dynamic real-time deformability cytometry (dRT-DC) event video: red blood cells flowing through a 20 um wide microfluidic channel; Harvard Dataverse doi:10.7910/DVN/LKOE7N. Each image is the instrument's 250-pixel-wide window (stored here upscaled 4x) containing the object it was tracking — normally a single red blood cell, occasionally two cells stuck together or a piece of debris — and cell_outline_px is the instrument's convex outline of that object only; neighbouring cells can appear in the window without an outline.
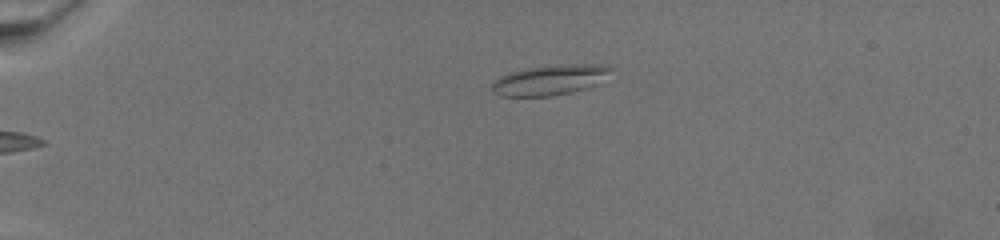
{"species": "common noctule bat (a hibernating species)", "species_latin": "Nyctalus noctula", "temperature_condition": "warm", "stored_images_in_passage": 55, "camera_frame_rate_fps": 3000, "um_per_image_px": 0.085, "animal": {"sex": "female", "body_mass_g": 19.5, "forearm_length_mm": 54.1}, "frame": {"image": 1, "passage_image": 1, "time_ms": 0.0, "image_size_px": [1000, 240], "cell_outline_px": [[612, 68], [596, 84], [572, 92], [552, 96], [500, 96], [492, 92], [492, 80], [508, 72], [528, 68], [568, 64], [604, 64]], "centroid_in_image_um": [46.66, 6.8], "position_along_channel_um": 38.3, "area_um2": 20.69}}
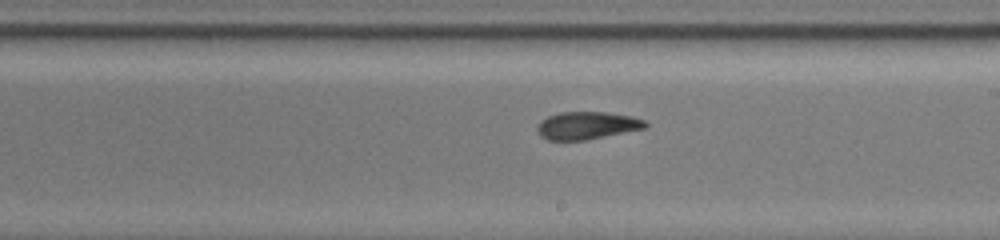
{"frame": {"image": 2, "passage_image": 28, "time_ms": 9.0, "image_size_px": [1000, 240], "cell_outline_px": [[648, 124], [644, 128], [584, 140], [548, 140], [540, 136], [536, 128], [540, 120], [548, 116], [560, 112], [604, 112], [632, 116], [648, 120]], "centroid_in_image_um": [49.88, 10.66], "position_along_channel_um": 239.1, "area_um2": 17.34}}
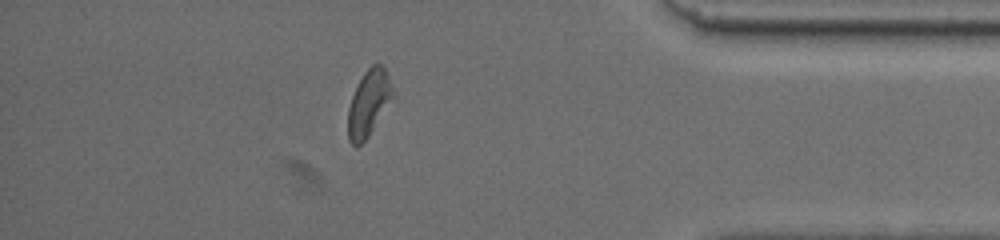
{"frame": {"image": 3, "passage_image": 47, "time_ms": 15.333, "image_size_px": [1000, 240], "cell_outline_px": [[396, 96], [368, 136], [356, 148], [348, 140], [348, 108], [352, 96], [364, 72], [372, 64], [380, 64], [384, 68], [388, 76]], "centroid_in_image_um": [31.36, 8.78], "position_along_channel_um": 403.8, "area_um2": 17.28}}